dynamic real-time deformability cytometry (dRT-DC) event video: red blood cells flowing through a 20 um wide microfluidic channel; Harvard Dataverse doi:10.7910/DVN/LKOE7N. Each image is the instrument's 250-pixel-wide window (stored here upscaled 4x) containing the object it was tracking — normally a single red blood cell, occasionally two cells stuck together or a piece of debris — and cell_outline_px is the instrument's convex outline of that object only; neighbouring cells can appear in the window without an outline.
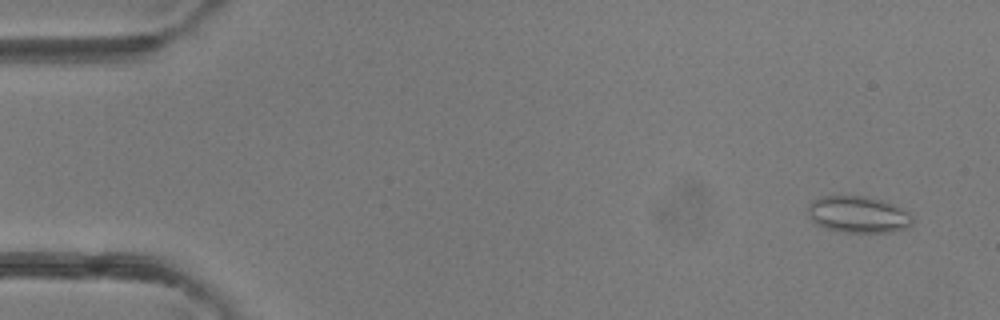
{"species": "common noctule bat (a hibernating species)", "species_latin": "Nyctalus noctula", "temperature_condition": "room temperature", "stored_images_in_passage": 4, "camera_frame_rate_fps": 3000, "um_per_image_px": 0.085, "animal": {"sex": "female"}, "frame": {"image": 1, "passage_image": 1, "time_ms": 0.0, "image_size_px": [1000, 320], "cell_outline_px": [[912, 224], [904, 228], [892, 232], [840, 232], [824, 228], [816, 224], [812, 220], [808, 212], [808, 204], [812, 200], [820, 196], [864, 196], [880, 200], [892, 204], [908, 212], [912, 216]], "centroid_in_image_um": [72.9, 18.23], "position_along_channel_um": 12.1, "area_um2": 22.25}}
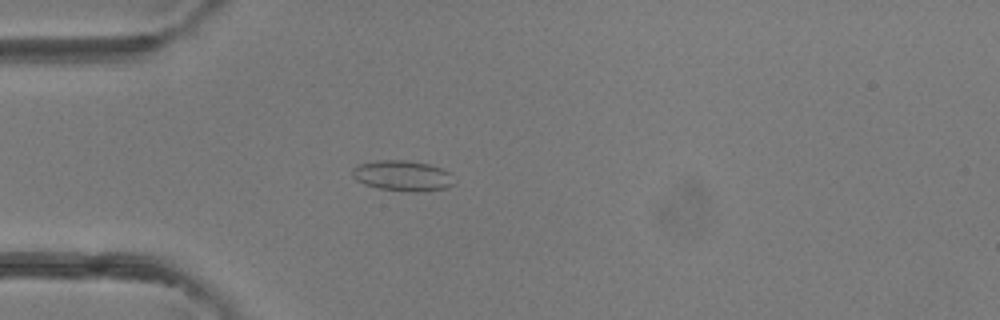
{"frame": {"image": 2, "passage_image": 4, "time_ms": 3.333, "image_size_px": [1000, 320], "cell_outline_px": [[452, 184], [448, 188], [416, 192], [412, 192], [380, 188], [364, 184], [356, 180], [352, 176], [352, 168], [360, 164], [376, 160], [404, 160], [428, 164], [440, 168], [448, 172]], "centroid_in_image_um": [34.16, 14.93], "position_along_channel_um": 50.8, "area_um2": 17.8}}